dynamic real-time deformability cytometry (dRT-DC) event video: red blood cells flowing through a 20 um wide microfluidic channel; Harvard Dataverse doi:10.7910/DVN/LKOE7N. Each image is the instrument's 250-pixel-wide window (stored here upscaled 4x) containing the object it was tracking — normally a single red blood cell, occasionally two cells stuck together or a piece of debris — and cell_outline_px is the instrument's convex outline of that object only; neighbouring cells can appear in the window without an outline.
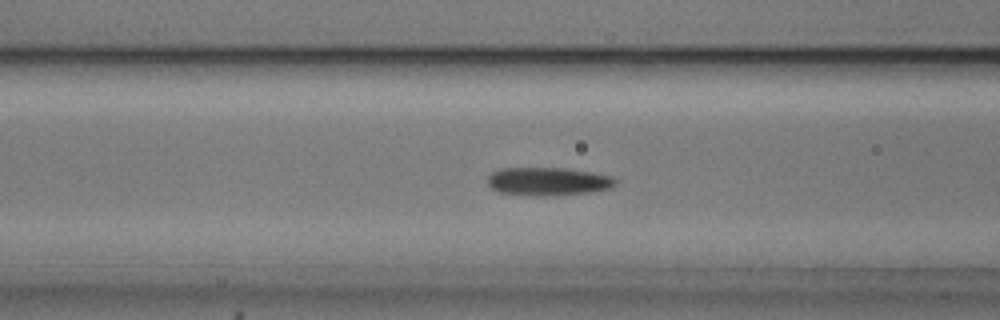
{"species": "common noctule bat (a hibernating species)", "species_latin": "Nyctalus noctula", "temperature_condition": "cold", "stored_images_in_passage": 41, "camera_frame_rate_fps": 3000, "um_per_image_px": 0.085, "animal": {"sex": "male", "body_mass_g": 20.5, "forearm_length_mm": 52.5}, "frame": {"image": 1, "passage_image": 7, "time_ms": 2.0, "image_size_px": [1000, 320], "cell_outline_px": [[616, 184], [612, 188], [588, 192], [552, 196], [532, 196], [500, 192], [492, 188], [488, 184], [488, 176], [492, 172], [500, 168], [564, 168], [612, 176], [616, 180]], "centroid_in_image_um": [46.57, 15.43], "position_along_channel_um": 120.0, "area_um2": 20.98}}
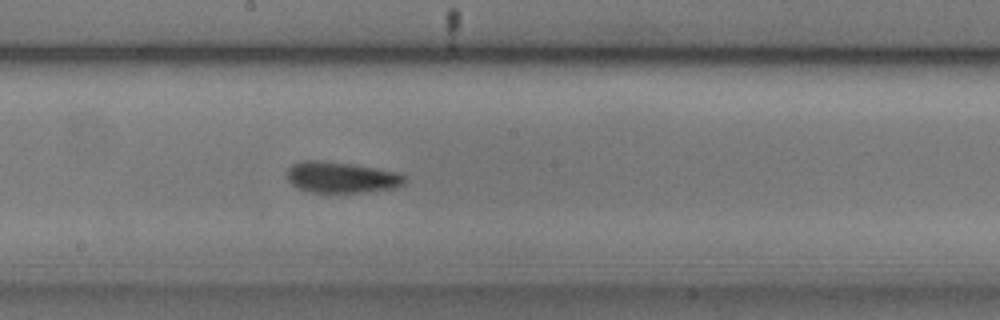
{"frame": {"image": 2, "passage_image": 15, "time_ms": 4.667, "image_size_px": [1000, 320], "cell_outline_px": [[408, 180], [404, 184], [396, 188], [360, 192], [308, 192], [296, 188], [288, 180], [288, 168], [292, 164], [304, 160], [316, 160], [356, 164], [396, 172], [404, 176]], "centroid_in_image_um": [29.02, 15.07], "position_along_channel_um": 219.2, "area_um2": 21.39}}
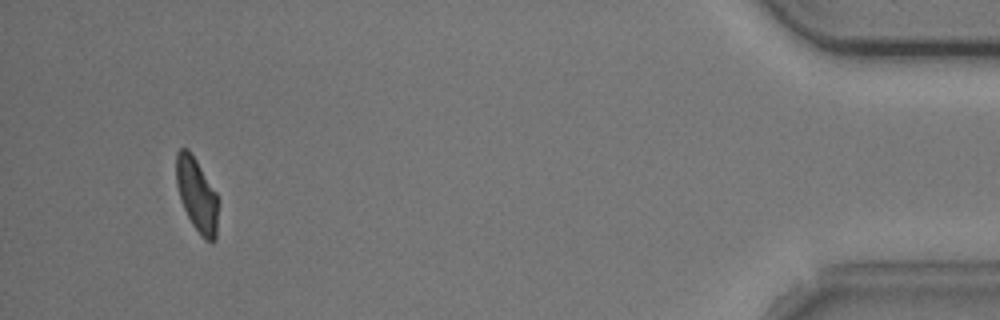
{"frame": {"image": 3, "passage_image": 37, "time_ms": 12.0, "image_size_px": [1000, 320], "cell_outline_px": [[216, 240], [212, 244], [204, 240], [200, 236], [192, 224], [180, 200], [176, 184], [176, 152], [180, 148], [188, 148], [196, 160], [216, 192]], "centroid_in_image_um": [16.7, 16.57], "position_along_channel_um": 418.5, "area_um2": 17.86}}